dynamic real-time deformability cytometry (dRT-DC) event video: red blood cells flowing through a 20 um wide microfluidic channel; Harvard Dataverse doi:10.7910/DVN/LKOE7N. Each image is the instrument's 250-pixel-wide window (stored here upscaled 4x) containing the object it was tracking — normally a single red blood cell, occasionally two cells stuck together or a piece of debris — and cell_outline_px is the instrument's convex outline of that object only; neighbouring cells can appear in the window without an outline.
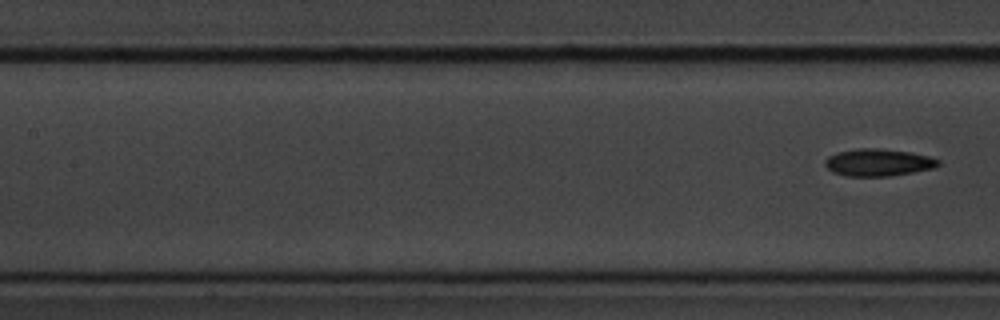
{"species": "common noctule bat (a hibernating species)", "species_latin": "Nyctalus noctula", "temperature_condition": "cold", "stored_images_in_passage": 8, "segment_of_instrument_passage": [2, 2], "camera_frame_rate_fps": 3000, "um_per_image_px": 0.085, "animal": {"sex": "male", "body_mass_g": 20.1, "forearm_length_mm": 53.5}, "frame": {"image": 1, "passage_image": 8, "time_ms": 9.0, "image_size_px": [1000, 320], "cell_outline_px": [[940, 164], [936, 168], [888, 176], [844, 176], [832, 172], [824, 164], [824, 160], [828, 156], [836, 152], [856, 148], [876, 148], [908, 152], [928, 156], [940, 160]], "centroid_in_image_um": [74.62, 13.81], "position_along_channel_um": 132.8, "area_um2": 18.03}}